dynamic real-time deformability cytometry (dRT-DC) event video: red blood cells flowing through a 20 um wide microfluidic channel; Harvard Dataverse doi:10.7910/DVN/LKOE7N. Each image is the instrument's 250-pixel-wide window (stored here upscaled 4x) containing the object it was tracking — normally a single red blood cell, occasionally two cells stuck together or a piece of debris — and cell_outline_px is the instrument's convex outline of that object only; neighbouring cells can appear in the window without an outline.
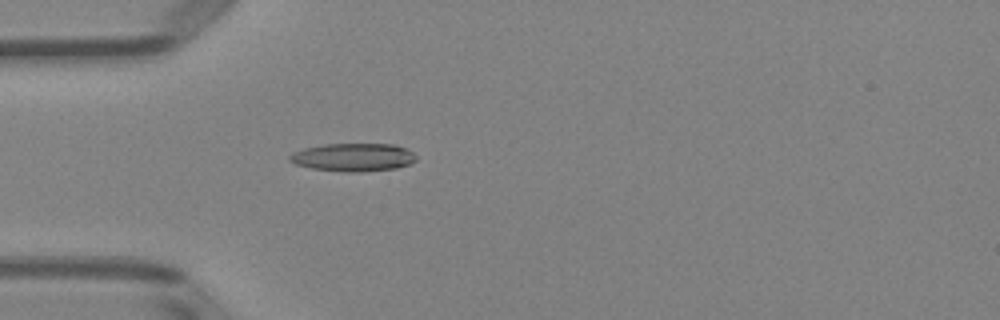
{"species": "Egyptian fruit bat (a non-hibernating species)", "species_latin": "Rousettus aegyptiacus", "temperature_condition": "room temperature", "stored_images_in_passage": 2, "camera_frame_rate_fps": 3000, "um_per_image_px": 0.085, "animal": {"sex": "female"}, "frame": {"image": 1, "passage_image": 2, "time_ms": 1.333, "image_size_px": [1000, 320], "cell_outline_px": [[416, 160], [408, 164], [396, 168], [360, 172], [344, 172], [312, 168], [296, 164], [288, 160], [288, 156], [292, 152], [304, 148], [324, 144], [392, 144], [404, 148], [412, 152], [416, 156]], "centroid_in_image_um": [29.99, 13.37], "position_along_channel_um": 55.0, "area_um2": 20.63}}